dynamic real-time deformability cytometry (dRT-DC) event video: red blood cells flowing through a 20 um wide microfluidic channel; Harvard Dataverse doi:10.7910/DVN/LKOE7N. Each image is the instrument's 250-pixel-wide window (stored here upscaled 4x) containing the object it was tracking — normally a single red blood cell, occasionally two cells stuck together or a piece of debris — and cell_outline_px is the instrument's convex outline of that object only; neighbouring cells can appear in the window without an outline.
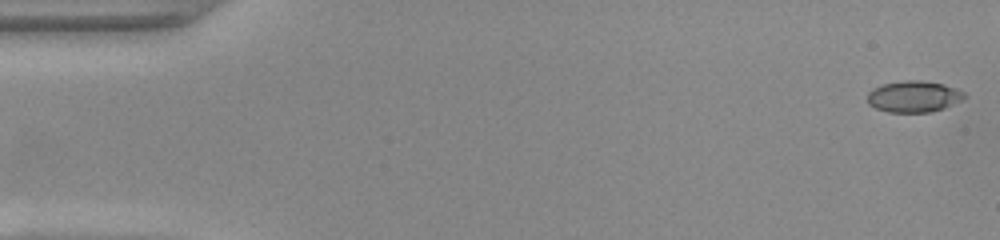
{"species": "common noctule bat (a hibernating species)", "species_latin": "Nyctalus noctula", "temperature_condition": "warm", "stored_images_in_passage": 49, "camera_frame_rate_fps": 3000, "um_per_image_px": 0.085, "animal": {"sex": "female", "body_mass_g": 22.0, "forearm_length_mm": 56.7}, "frame": {"image": 1, "passage_image": 1, "time_ms": 0.0, "image_size_px": [1000, 240], "cell_outline_px": [[968, 96], [944, 108], [928, 112], [888, 112], [876, 108], [868, 104], [868, 92], [872, 88], [884, 84], [904, 80], [920, 80], [944, 84], [956, 88], [964, 92]], "centroid_in_image_um": [77.66, 8.2], "position_along_channel_um": 7.3, "area_um2": 17.69}}
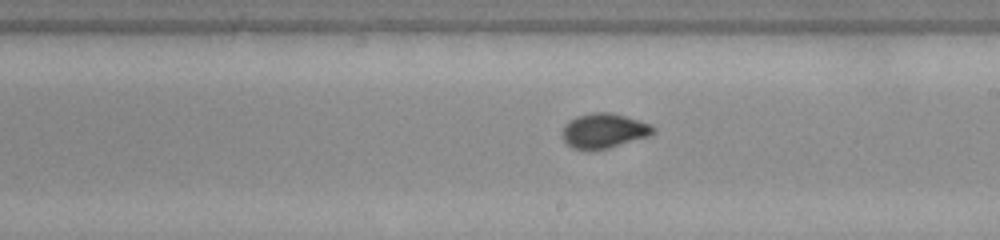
{"frame": {"image": 2, "passage_image": 28, "time_ms": 9.0, "image_size_px": [1000, 240], "cell_outline_px": [[656, 132], [652, 136], [608, 148], [572, 148], [564, 140], [560, 132], [564, 124], [568, 120], [576, 116], [592, 112], [608, 112], [624, 116], [652, 124], [656, 128]], "centroid_in_image_um": [51.36, 11.09], "position_along_channel_um": 237.6, "area_um2": 18.5}}
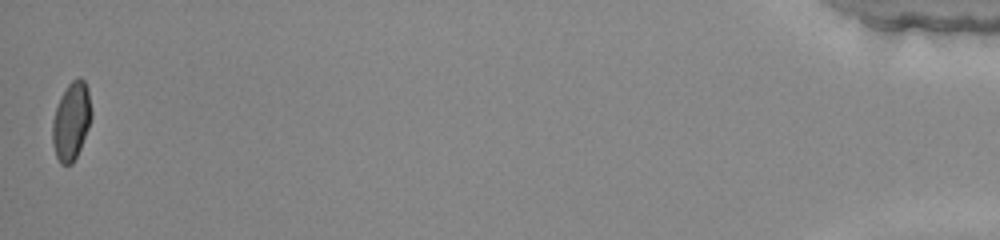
{"frame": {"image": 3, "passage_image": 49, "time_ms": 16.0, "image_size_px": [1000, 240], "cell_outline_px": [[92, 116], [88, 128], [80, 148], [72, 164], [60, 164], [56, 156], [52, 144], [52, 120], [56, 108], [68, 84], [72, 80], [80, 76], [84, 80], [88, 88], [92, 112]], "centroid_in_image_um": [6.07, 10.29], "position_along_channel_um": 429.1, "area_um2": 17.63}, "authors_computed_cell_mechanics": {"area_um2": 17.8602, "velocity_mm_per_s": 4.1475, "shape_relaxation_time_tau1_ms": 8.9651, "shape_relaxation_time_tau2_ms": null, "deformation_change_tau1": 0.2626, "deformation_change_tau2": null}}